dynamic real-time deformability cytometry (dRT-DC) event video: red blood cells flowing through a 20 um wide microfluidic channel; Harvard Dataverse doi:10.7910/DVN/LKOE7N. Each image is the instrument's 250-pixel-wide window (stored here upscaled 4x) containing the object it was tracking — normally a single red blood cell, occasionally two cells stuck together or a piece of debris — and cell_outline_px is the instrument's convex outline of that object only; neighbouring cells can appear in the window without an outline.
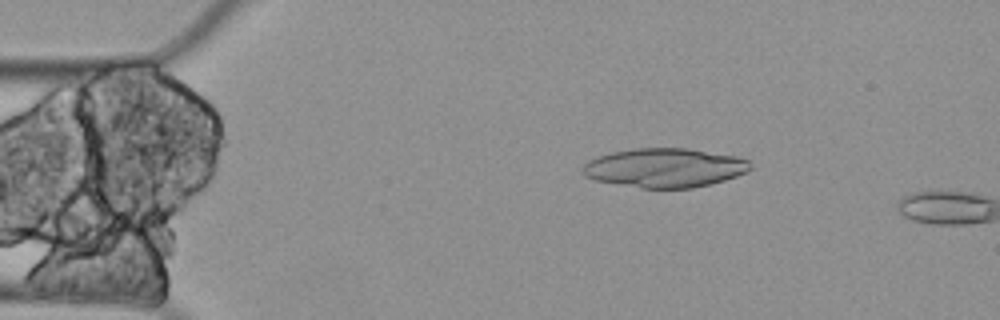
{"species": "Egyptian fruit bat (a non-hibernating species)", "species_latin": "Rousettus aegyptiacus", "temperature_condition": "cold", "stored_images_in_passage": 3, "camera_frame_rate_fps": 3000, "um_per_image_px": 0.085, "animal": {"sex": "female"}, "frame": {"image": 1, "passage_image": 2, "time_ms": 0.333, "image_size_px": [1000, 320], "cell_outline_px": [[752, 168], [736, 176], [724, 180], [692, 188], [644, 188], [596, 180], [584, 176], [580, 168], [588, 160], [612, 152], [632, 148], [688, 148], [736, 156], [748, 160]], "centroid_in_image_um": [56.47, 14.25], "position_along_channel_um": 28.5, "area_um2": 38.03}}